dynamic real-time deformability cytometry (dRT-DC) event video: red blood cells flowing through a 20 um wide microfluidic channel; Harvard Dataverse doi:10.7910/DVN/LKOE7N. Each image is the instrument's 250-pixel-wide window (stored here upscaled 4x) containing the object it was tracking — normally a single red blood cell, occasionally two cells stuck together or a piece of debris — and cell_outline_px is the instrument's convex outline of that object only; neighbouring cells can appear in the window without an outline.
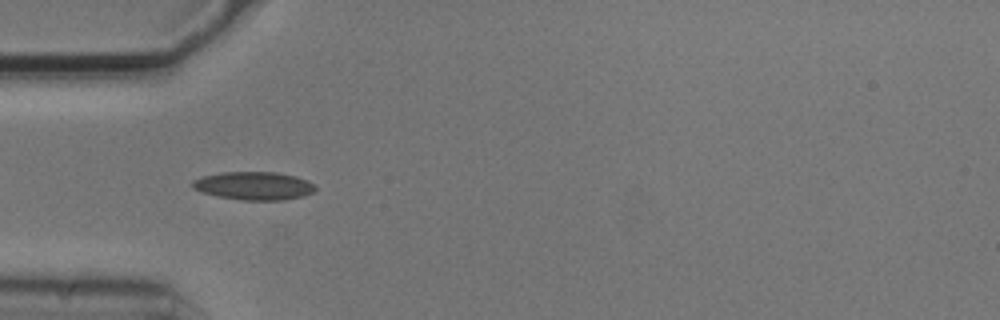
{"species": "common noctule bat (a hibernating species)", "species_latin": "Nyctalus noctula", "temperature_condition": "cold", "stored_images_in_passage": 5, "camera_frame_rate_fps": 3000, "um_per_image_px": 0.085, "animal": {"sex": "male", "body_mass_g": 20.5, "forearm_length_mm": 52.5}, "frame": {"image": 1, "passage_image": 1, "time_ms": 0.0, "image_size_px": [1000, 320], "cell_outline_px": [[316, 188], [312, 192], [300, 196], [284, 200], [240, 200], [216, 196], [192, 188], [192, 180], [200, 176], [224, 172], [276, 172], [296, 176], [308, 180], [316, 184]], "centroid_in_image_um": [21.57, 15.78], "position_along_channel_um": 63.4, "area_um2": 20.23}}
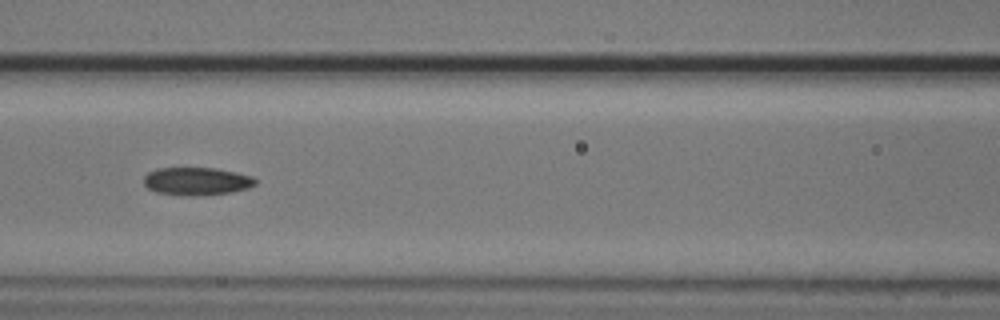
{"frame": {"image": 2, "passage_image": 3, "time_ms": 0.667, "image_size_px": [1000, 320], "cell_outline_px": [[256, 184], [248, 188], [232, 192], [200, 196], [184, 196], [156, 192], [148, 188], [144, 184], [144, 176], [148, 172], [156, 168], [216, 168], [236, 172], [252, 176], [256, 180]], "centroid_in_image_um": [16.71, 15.41], "position_along_channel_um": 149.9, "area_um2": 18.32}}
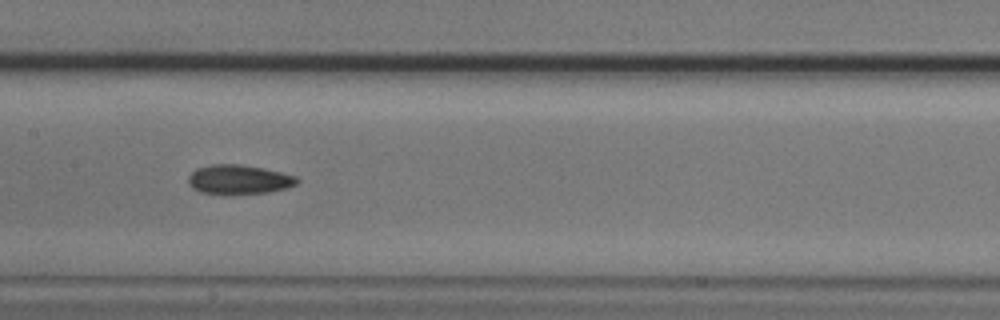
{"frame": {"image": 3, "passage_image": 4, "time_ms": 1.0, "image_size_px": [1000, 320], "cell_outline_px": [[300, 180], [296, 184], [288, 188], [268, 192], [200, 192], [192, 188], [188, 184], [188, 176], [196, 168], [212, 164], [240, 164], [264, 168], [296, 176]], "centroid_in_image_um": [20.31, 15.22], "position_along_channel_um": 187.1, "area_um2": 18.15}}